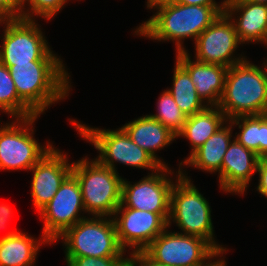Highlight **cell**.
<instances>
[{
  "label": "cell",
  "instance_id": "6da1fadb",
  "mask_svg": "<svg viewBox=\"0 0 267 266\" xmlns=\"http://www.w3.org/2000/svg\"><path fill=\"white\" fill-rule=\"evenodd\" d=\"M226 5H187L168 3L156 7V13L135 29L140 35L158 41H175L176 53L187 51L185 39H194L225 13Z\"/></svg>",
  "mask_w": 267,
  "mask_h": 266
},
{
  "label": "cell",
  "instance_id": "7a4b0ae2",
  "mask_svg": "<svg viewBox=\"0 0 267 266\" xmlns=\"http://www.w3.org/2000/svg\"><path fill=\"white\" fill-rule=\"evenodd\" d=\"M19 98L36 114L65 99L71 81L63 61H31L9 68ZM70 83V84H69Z\"/></svg>",
  "mask_w": 267,
  "mask_h": 266
},
{
  "label": "cell",
  "instance_id": "3957f363",
  "mask_svg": "<svg viewBox=\"0 0 267 266\" xmlns=\"http://www.w3.org/2000/svg\"><path fill=\"white\" fill-rule=\"evenodd\" d=\"M262 65L246 59L228 68L218 105L228 120L267 113V60Z\"/></svg>",
  "mask_w": 267,
  "mask_h": 266
},
{
  "label": "cell",
  "instance_id": "277c9868",
  "mask_svg": "<svg viewBox=\"0 0 267 266\" xmlns=\"http://www.w3.org/2000/svg\"><path fill=\"white\" fill-rule=\"evenodd\" d=\"M178 172V174H177ZM176 181L171 191L170 217L168 229L175 222L186 235L198 236L208 241L216 250L226 247L214 239L211 206L181 169L176 171Z\"/></svg>",
  "mask_w": 267,
  "mask_h": 266
},
{
  "label": "cell",
  "instance_id": "5b68a950",
  "mask_svg": "<svg viewBox=\"0 0 267 266\" xmlns=\"http://www.w3.org/2000/svg\"><path fill=\"white\" fill-rule=\"evenodd\" d=\"M72 174L81 188L85 213L96 217H112L121 204L123 178L117 171L87 157L75 161Z\"/></svg>",
  "mask_w": 267,
  "mask_h": 266
},
{
  "label": "cell",
  "instance_id": "8992f818",
  "mask_svg": "<svg viewBox=\"0 0 267 266\" xmlns=\"http://www.w3.org/2000/svg\"><path fill=\"white\" fill-rule=\"evenodd\" d=\"M71 120V121H70ZM79 132L78 134L90 142L98 150L95 158L103 166L116 170L115 163L148 169L152 173L162 166L144 149L134 143L121 127L116 130L89 127L76 120L69 119Z\"/></svg>",
  "mask_w": 267,
  "mask_h": 266
},
{
  "label": "cell",
  "instance_id": "52a82bcc",
  "mask_svg": "<svg viewBox=\"0 0 267 266\" xmlns=\"http://www.w3.org/2000/svg\"><path fill=\"white\" fill-rule=\"evenodd\" d=\"M62 239L65 257L124 256L112 217H87L65 230Z\"/></svg>",
  "mask_w": 267,
  "mask_h": 266
},
{
  "label": "cell",
  "instance_id": "ba28073f",
  "mask_svg": "<svg viewBox=\"0 0 267 266\" xmlns=\"http://www.w3.org/2000/svg\"><path fill=\"white\" fill-rule=\"evenodd\" d=\"M35 20L19 18L4 25L0 62L10 68L31 61H63L54 54Z\"/></svg>",
  "mask_w": 267,
  "mask_h": 266
},
{
  "label": "cell",
  "instance_id": "9c48e42d",
  "mask_svg": "<svg viewBox=\"0 0 267 266\" xmlns=\"http://www.w3.org/2000/svg\"><path fill=\"white\" fill-rule=\"evenodd\" d=\"M40 115L15 118L0 128V170H30L54 146L40 145L33 124Z\"/></svg>",
  "mask_w": 267,
  "mask_h": 266
},
{
  "label": "cell",
  "instance_id": "30bf717a",
  "mask_svg": "<svg viewBox=\"0 0 267 266\" xmlns=\"http://www.w3.org/2000/svg\"><path fill=\"white\" fill-rule=\"evenodd\" d=\"M216 249L205 239L167 228L143 252L166 266H200Z\"/></svg>",
  "mask_w": 267,
  "mask_h": 266
},
{
  "label": "cell",
  "instance_id": "8fae6325",
  "mask_svg": "<svg viewBox=\"0 0 267 266\" xmlns=\"http://www.w3.org/2000/svg\"><path fill=\"white\" fill-rule=\"evenodd\" d=\"M170 167L162 166L133 185L123 179L121 204L136 210L158 213L167 223L170 217L171 191L174 181Z\"/></svg>",
  "mask_w": 267,
  "mask_h": 266
},
{
  "label": "cell",
  "instance_id": "7c38bea8",
  "mask_svg": "<svg viewBox=\"0 0 267 266\" xmlns=\"http://www.w3.org/2000/svg\"><path fill=\"white\" fill-rule=\"evenodd\" d=\"M81 188L77 178L71 173L61 184L54 197L38 213L43 219L42 235L52 244L68 228L87 218Z\"/></svg>",
  "mask_w": 267,
  "mask_h": 266
},
{
  "label": "cell",
  "instance_id": "4fadbf2b",
  "mask_svg": "<svg viewBox=\"0 0 267 266\" xmlns=\"http://www.w3.org/2000/svg\"><path fill=\"white\" fill-rule=\"evenodd\" d=\"M241 45L235 25L226 13L220 14L195 41V59L199 62L231 67L247 58L235 57L234 52ZM234 55V56H233Z\"/></svg>",
  "mask_w": 267,
  "mask_h": 266
},
{
  "label": "cell",
  "instance_id": "5bb4252c",
  "mask_svg": "<svg viewBox=\"0 0 267 266\" xmlns=\"http://www.w3.org/2000/svg\"><path fill=\"white\" fill-rule=\"evenodd\" d=\"M112 219L118 242L125 251L130 247V255L143 251L168 228V223L158 213L136 210L122 204L118 206Z\"/></svg>",
  "mask_w": 267,
  "mask_h": 266
},
{
  "label": "cell",
  "instance_id": "9a60e30c",
  "mask_svg": "<svg viewBox=\"0 0 267 266\" xmlns=\"http://www.w3.org/2000/svg\"><path fill=\"white\" fill-rule=\"evenodd\" d=\"M73 162L53 147L29 171L33 172L31 197L38 213L54 197L63 181L72 173Z\"/></svg>",
  "mask_w": 267,
  "mask_h": 266
},
{
  "label": "cell",
  "instance_id": "2e32d148",
  "mask_svg": "<svg viewBox=\"0 0 267 266\" xmlns=\"http://www.w3.org/2000/svg\"><path fill=\"white\" fill-rule=\"evenodd\" d=\"M259 159L252 150L245 148L235 139L232 140L222 160L221 172L218 175L219 188L225 193L244 195L257 171Z\"/></svg>",
  "mask_w": 267,
  "mask_h": 266
},
{
  "label": "cell",
  "instance_id": "e0dca14e",
  "mask_svg": "<svg viewBox=\"0 0 267 266\" xmlns=\"http://www.w3.org/2000/svg\"><path fill=\"white\" fill-rule=\"evenodd\" d=\"M176 61L189 73L197 95L207 106H218L228 67L192 60L188 51L176 53ZM194 61V62H193Z\"/></svg>",
  "mask_w": 267,
  "mask_h": 266
},
{
  "label": "cell",
  "instance_id": "ac0fdd59",
  "mask_svg": "<svg viewBox=\"0 0 267 266\" xmlns=\"http://www.w3.org/2000/svg\"><path fill=\"white\" fill-rule=\"evenodd\" d=\"M225 13L233 21L241 43L267 45V4L227 0ZM234 15H238L237 18Z\"/></svg>",
  "mask_w": 267,
  "mask_h": 266
},
{
  "label": "cell",
  "instance_id": "d6986e66",
  "mask_svg": "<svg viewBox=\"0 0 267 266\" xmlns=\"http://www.w3.org/2000/svg\"><path fill=\"white\" fill-rule=\"evenodd\" d=\"M122 128L134 143L148 152L161 166H168L158 158L156 151L169 146L177 137L162 123L145 115L126 123Z\"/></svg>",
  "mask_w": 267,
  "mask_h": 266
},
{
  "label": "cell",
  "instance_id": "ffe728a7",
  "mask_svg": "<svg viewBox=\"0 0 267 266\" xmlns=\"http://www.w3.org/2000/svg\"><path fill=\"white\" fill-rule=\"evenodd\" d=\"M41 236L38 240L16 229L5 233L0 237V266H34L40 246L52 244Z\"/></svg>",
  "mask_w": 267,
  "mask_h": 266
},
{
  "label": "cell",
  "instance_id": "44dd1931",
  "mask_svg": "<svg viewBox=\"0 0 267 266\" xmlns=\"http://www.w3.org/2000/svg\"><path fill=\"white\" fill-rule=\"evenodd\" d=\"M232 128L233 126L227 122L216 133L210 136L201 147L195 150L184 161L180 162L179 169L183 170L184 167L182 166H193L205 172H218L219 174L221 172L223 157L232 142Z\"/></svg>",
  "mask_w": 267,
  "mask_h": 266
},
{
  "label": "cell",
  "instance_id": "7402d4cb",
  "mask_svg": "<svg viewBox=\"0 0 267 266\" xmlns=\"http://www.w3.org/2000/svg\"><path fill=\"white\" fill-rule=\"evenodd\" d=\"M227 122L228 119L218 106H207L204 110L187 116L182 131L176 137L189 140L192 150L190 156Z\"/></svg>",
  "mask_w": 267,
  "mask_h": 266
},
{
  "label": "cell",
  "instance_id": "603a6c76",
  "mask_svg": "<svg viewBox=\"0 0 267 266\" xmlns=\"http://www.w3.org/2000/svg\"><path fill=\"white\" fill-rule=\"evenodd\" d=\"M172 88L168 92L186 116L194 115L204 110L207 105L197 95L194 83L189 73L176 61L173 72Z\"/></svg>",
  "mask_w": 267,
  "mask_h": 266
},
{
  "label": "cell",
  "instance_id": "cb8c5ba5",
  "mask_svg": "<svg viewBox=\"0 0 267 266\" xmlns=\"http://www.w3.org/2000/svg\"><path fill=\"white\" fill-rule=\"evenodd\" d=\"M0 110L11 118L36 115L18 96L9 68L0 62Z\"/></svg>",
  "mask_w": 267,
  "mask_h": 266
},
{
  "label": "cell",
  "instance_id": "d4e9b609",
  "mask_svg": "<svg viewBox=\"0 0 267 266\" xmlns=\"http://www.w3.org/2000/svg\"><path fill=\"white\" fill-rule=\"evenodd\" d=\"M228 123L238 125L240 129L233 139L261 158V114L237 116L229 119Z\"/></svg>",
  "mask_w": 267,
  "mask_h": 266
},
{
  "label": "cell",
  "instance_id": "484cf974",
  "mask_svg": "<svg viewBox=\"0 0 267 266\" xmlns=\"http://www.w3.org/2000/svg\"><path fill=\"white\" fill-rule=\"evenodd\" d=\"M157 113L149 116L162 123L176 136L182 131L187 116L180 110L172 95L166 89L157 102Z\"/></svg>",
  "mask_w": 267,
  "mask_h": 266
},
{
  "label": "cell",
  "instance_id": "4316f807",
  "mask_svg": "<svg viewBox=\"0 0 267 266\" xmlns=\"http://www.w3.org/2000/svg\"><path fill=\"white\" fill-rule=\"evenodd\" d=\"M66 3L67 0H19L20 18L35 20V16H39L44 20H50L64 8ZM25 5L30 8L26 9Z\"/></svg>",
  "mask_w": 267,
  "mask_h": 266
},
{
  "label": "cell",
  "instance_id": "83f0119b",
  "mask_svg": "<svg viewBox=\"0 0 267 266\" xmlns=\"http://www.w3.org/2000/svg\"><path fill=\"white\" fill-rule=\"evenodd\" d=\"M128 255L109 257H65L67 266H128Z\"/></svg>",
  "mask_w": 267,
  "mask_h": 266
},
{
  "label": "cell",
  "instance_id": "f1b7e54d",
  "mask_svg": "<svg viewBox=\"0 0 267 266\" xmlns=\"http://www.w3.org/2000/svg\"><path fill=\"white\" fill-rule=\"evenodd\" d=\"M0 16L7 21L19 19V0H0Z\"/></svg>",
  "mask_w": 267,
  "mask_h": 266
},
{
  "label": "cell",
  "instance_id": "f546056e",
  "mask_svg": "<svg viewBox=\"0 0 267 266\" xmlns=\"http://www.w3.org/2000/svg\"><path fill=\"white\" fill-rule=\"evenodd\" d=\"M259 175L257 191L261 196L267 198V158L262 157L258 161L257 171Z\"/></svg>",
  "mask_w": 267,
  "mask_h": 266
},
{
  "label": "cell",
  "instance_id": "4dcf8cb0",
  "mask_svg": "<svg viewBox=\"0 0 267 266\" xmlns=\"http://www.w3.org/2000/svg\"><path fill=\"white\" fill-rule=\"evenodd\" d=\"M128 266H166L151 260L143 251L129 255Z\"/></svg>",
  "mask_w": 267,
  "mask_h": 266
},
{
  "label": "cell",
  "instance_id": "1f68e13d",
  "mask_svg": "<svg viewBox=\"0 0 267 266\" xmlns=\"http://www.w3.org/2000/svg\"><path fill=\"white\" fill-rule=\"evenodd\" d=\"M228 249L223 248L221 250H216L213 254H211L200 266H227L226 261L223 258H219L217 260L218 257H222L223 254L226 253ZM225 252V253H224ZM222 254V255H221ZM216 258V259H215ZM216 261H215V260ZM213 260V262H212Z\"/></svg>",
  "mask_w": 267,
  "mask_h": 266
},
{
  "label": "cell",
  "instance_id": "d6a6232c",
  "mask_svg": "<svg viewBox=\"0 0 267 266\" xmlns=\"http://www.w3.org/2000/svg\"><path fill=\"white\" fill-rule=\"evenodd\" d=\"M267 156V113L261 114V158Z\"/></svg>",
  "mask_w": 267,
  "mask_h": 266
},
{
  "label": "cell",
  "instance_id": "836d02e7",
  "mask_svg": "<svg viewBox=\"0 0 267 266\" xmlns=\"http://www.w3.org/2000/svg\"><path fill=\"white\" fill-rule=\"evenodd\" d=\"M12 209L9 205L1 204L0 205V229L6 228V224L8 223L10 217H12Z\"/></svg>",
  "mask_w": 267,
  "mask_h": 266
},
{
  "label": "cell",
  "instance_id": "e575fe53",
  "mask_svg": "<svg viewBox=\"0 0 267 266\" xmlns=\"http://www.w3.org/2000/svg\"><path fill=\"white\" fill-rule=\"evenodd\" d=\"M176 3L187 5H226L227 0L217 4L215 0H175Z\"/></svg>",
  "mask_w": 267,
  "mask_h": 266
},
{
  "label": "cell",
  "instance_id": "d590c367",
  "mask_svg": "<svg viewBox=\"0 0 267 266\" xmlns=\"http://www.w3.org/2000/svg\"><path fill=\"white\" fill-rule=\"evenodd\" d=\"M175 0H147V9H155L156 7L168 3H173Z\"/></svg>",
  "mask_w": 267,
  "mask_h": 266
},
{
  "label": "cell",
  "instance_id": "8d00e7d4",
  "mask_svg": "<svg viewBox=\"0 0 267 266\" xmlns=\"http://www.w3.org/2000/svg\"><path fill=\"white\" fill-rule=\"evenodd\" d=\"M251 3H261V4H267V0H244Z\"/></svg>",
  "mask_w": 267,
  "mask_h": 266
},
{
  "label": "cell",
  "instance_id": "74e56055",
  "mask_svg": "<svg viewBox=\"0 0 267 266\" xmlns=\"http://www.w3.org/2000/svg\"><path fill=\"white\" fill-rule=\"evenodd\" d=\"M7 22L8 21L4 17L0 16V25L1 24H6Z\"/></svg>",
  "mask_w": 267,
  "mask_h": 266
}]
</instances>
